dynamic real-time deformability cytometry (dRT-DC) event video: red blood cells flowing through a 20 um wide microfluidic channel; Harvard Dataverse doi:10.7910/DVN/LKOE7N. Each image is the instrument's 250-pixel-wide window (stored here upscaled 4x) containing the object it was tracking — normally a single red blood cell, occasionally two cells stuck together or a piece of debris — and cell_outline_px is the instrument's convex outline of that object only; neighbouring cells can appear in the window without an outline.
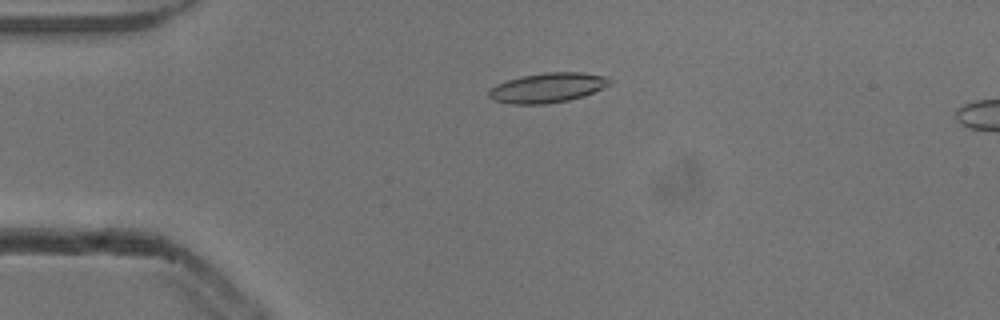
{"species": "common noctule bat (a hibernating species)", "species_latin": "Nyctalus noctula", "temperature_condition": "cold", "stored_images_in_passage": 2, "camera_frame_rate_fps": 3000, "um_per_image_px": 0.085, "animal": {"sex": "male", "body_mass_g": 13.3}, "frame": {"image": 1, "passage_image": 1, "time_ms": 0.0, "image_size_px": [1000, 320], "cell_outline_px": [[612, 84], [584, 96], [568, 100], [548, 104], [512, 104], [492, 100], [488, 96], [488, 92], [496, 84], [508, 80], [524, 76], [544, 72], [580, 72], [608, 76], [612, 80]], "centroid_in_image_um": [46.58, 7.46], "position_along_channel_um": 38.4, "area_um2": 21.04}}